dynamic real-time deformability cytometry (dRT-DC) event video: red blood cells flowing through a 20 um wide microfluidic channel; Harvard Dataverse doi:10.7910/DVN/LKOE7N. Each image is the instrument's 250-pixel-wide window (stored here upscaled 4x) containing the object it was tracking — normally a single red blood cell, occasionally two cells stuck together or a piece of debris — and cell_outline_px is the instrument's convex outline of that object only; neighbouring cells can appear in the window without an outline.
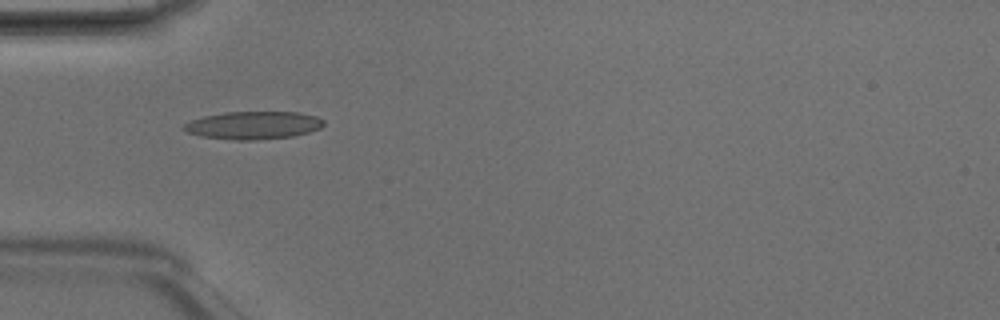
{"species": "Egyptian fruit bat (a non-hibernating species)", "species_latin": "Rousettus aegyptiacus", "temperature_condition": "room temperature", "stored_images_in_passage": 2, "camera_frame_rate_fps": 3000, "um_per_image_px": 0.085, "animal": {"sex": "male"}, "frame": {"image": 1, "passage_image": 1, "time_ms": 0.0, "image_size_px": [1000, 320], "cell_outline_px": [[324, 124], [320, 128], [308, 132], [292, 136], [252, 140], [236, 140], [200, 136], [184, 132], [180, 128], [184, 124], [192, 120], [204, 116], [224, 112], [300, 112], [316, 116], [324, 120]], "centroid_in_image_um": [21.5, 10.64], "position_along_channel_um": 63.5, "area_um2": 22.72}}